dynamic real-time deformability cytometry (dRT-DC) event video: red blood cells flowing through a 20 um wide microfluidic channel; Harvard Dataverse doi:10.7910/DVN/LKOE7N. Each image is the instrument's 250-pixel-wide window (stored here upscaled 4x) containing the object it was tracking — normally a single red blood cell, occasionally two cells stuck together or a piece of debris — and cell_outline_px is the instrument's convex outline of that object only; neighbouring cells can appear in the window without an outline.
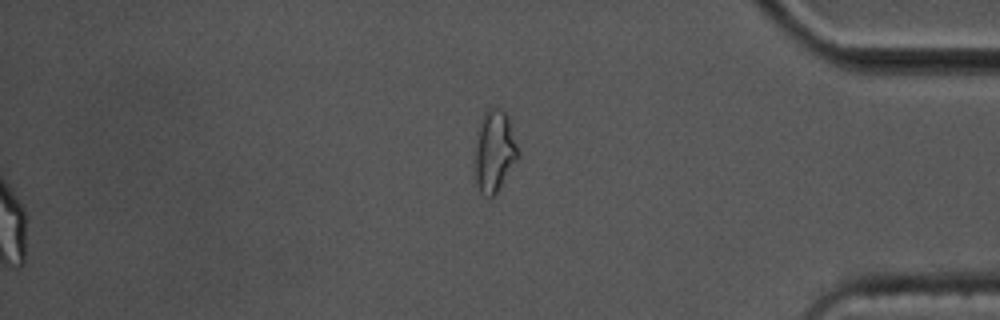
{"species": "common noctule bat (a hibernating species)", "species_latin": "Nyctalus noctula", "temperature_condition": "cold", "stored_images_in_passage": 54, "segment_of_instrument_passage": [2, 2], "camera_frame_rate_fps": 3000, "um_per_image_px": 0.085, "animal": {"sex": "male", "body_mass_g": 17.5, "forearm_length_mm": 52.3}, "frame": {"image": 1, "passage_image": 54, "time_ms": 17.667, "image_size_px": [1000, 320], "cell_outline_px": [[520, 152], [516, 160], [492, 200], [488, 200], [480, 192], [476, 184], [476, 148], [480, 120], [484, 112], [488, 108], [500, 108], [508, 116]], "centroid_in_image_um": [42.04, 12.87], "position_along_channel_um": 393.2, "area_um2": 20.4}}